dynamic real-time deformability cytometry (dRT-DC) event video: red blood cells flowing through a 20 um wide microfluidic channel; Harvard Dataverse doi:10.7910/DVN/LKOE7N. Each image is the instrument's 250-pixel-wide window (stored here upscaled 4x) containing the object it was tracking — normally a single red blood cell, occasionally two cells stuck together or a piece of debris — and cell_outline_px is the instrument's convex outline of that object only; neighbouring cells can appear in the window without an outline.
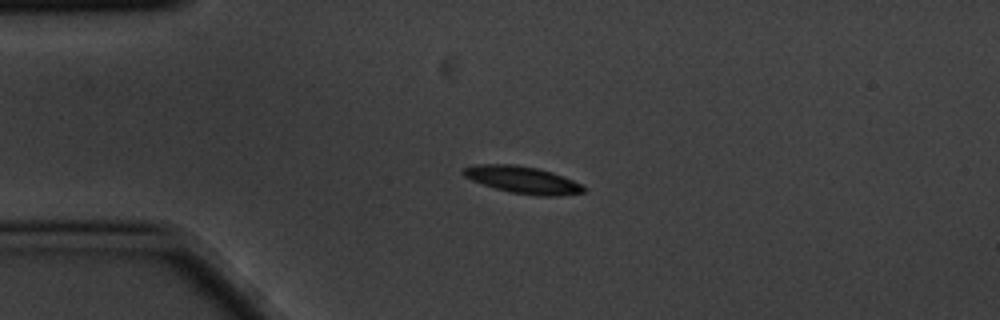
{"species": "common noctule bat (a hibernating species)", "species_latin": "Nyctalus noctula", "temperature_condition": "cold", "stored_images_in_passage": 5, "camera_frame_rate_fps": 3000, "um_per_image_px": 0.085, "animal": {"sex": "male", "body_mass_g": 20.1, "forearm_length_mm": 53.5}, "frame": {"image": 1, "passage_image": 3, "time_ms": 0.667, "image_size_px": [1000, 320], "cell_outline_px": [[588, 188], [584, 192], [564, 196], [536, 196], [512, 192], [496, 188], [472, 180], [464, 176], [460, 172], [464, 168], [476, 164], [516, 164], [536, 168], [552, 172], [572, 180]], "centroid_in_image_um": [44.45, 15.29], "position_along_channel_um": 40.6, "area_um2": 18.96}}